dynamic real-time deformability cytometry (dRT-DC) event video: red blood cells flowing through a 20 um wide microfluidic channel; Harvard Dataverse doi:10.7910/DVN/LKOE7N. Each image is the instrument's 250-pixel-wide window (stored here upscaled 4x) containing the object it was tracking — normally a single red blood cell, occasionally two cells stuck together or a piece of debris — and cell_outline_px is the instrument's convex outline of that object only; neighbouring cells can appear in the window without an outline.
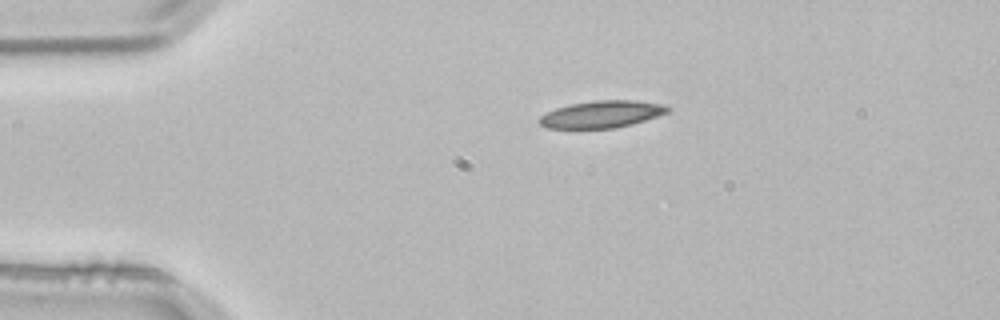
{"species": "common noctule bat (a hibernating species)", "species_latin": "Nyctalus noctula", "temperature_condition": "room temperature", "stored_images_in_passage": 2, "camera_frame_rate_fps": 3000, "um_per_image_px": 0.085, "animal": {"sex": "male", "body_mass_g": 21.5, "forearm_length_mm": 52.0}, "frame": {"image": 1, "passage_image": 1, "time_ms": 0.0, "image_size_px": [1000, 320], "cell_outline_px": [[672, 108], [668, 112], [632, 124], [616, 128], [548, 128], [540, 124], [540, 116], [556, 108], [572, 104], [596, 100], [632, 100], [668, 104]], "centroid_in_image_um": [51.21, 9.7], "position_along_channel_um": 33.8, "area_um2": 20.11}}